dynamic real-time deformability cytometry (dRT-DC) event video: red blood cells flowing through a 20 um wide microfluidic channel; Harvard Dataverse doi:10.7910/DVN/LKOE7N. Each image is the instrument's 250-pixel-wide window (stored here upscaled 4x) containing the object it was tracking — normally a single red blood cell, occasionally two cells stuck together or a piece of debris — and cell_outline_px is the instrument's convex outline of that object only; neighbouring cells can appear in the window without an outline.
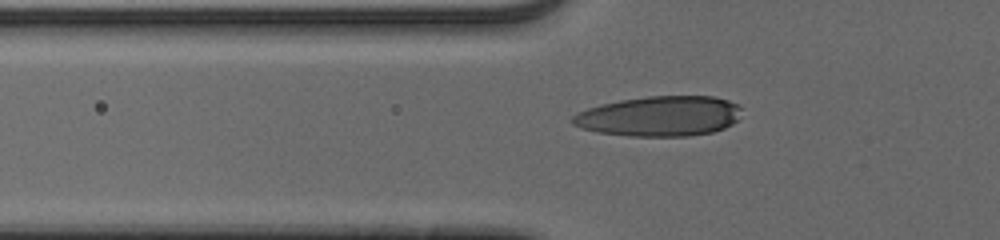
{"species": "human", "species_latin": "Homo sapiens", "temperature_condition": "cold", "stored_images_in_passage": 37, "camera_frame_rate_fps": 3000, "um_per_image_px": 0.085, "donor": {"sex": "male"}, "frame": {"image": 1, "passage_image": 3, "time_ms": 0.667, "image_size_px": [1000, 240], "cell_outline_px": [[744, 108], [736, 120], [732, 124], [724, 128], [712, 132], [688, 136], [628, 136], [596, 132], [580, 128], [572, 124], [572, 116], [588, 108], [600, 104], [620, 100], [648, 96], [716, 96], [740, 104]], "centroid_in_image_um": [56.09, 9.87], "position_along_channel_um": 69.7, "area_um2": 39.88}}
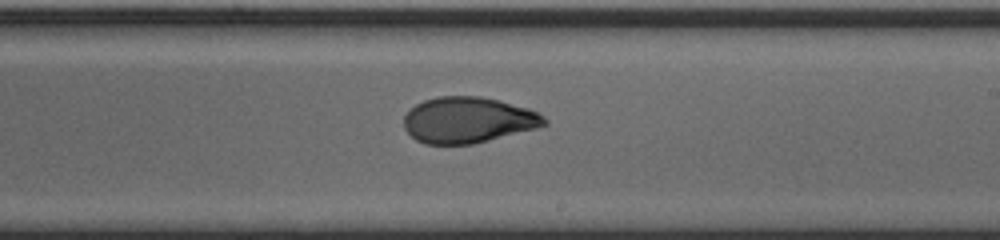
{"frame": {"image": 2, "passage_image": 17, "time_ms": 5.333, "image_size_px": [1000, 240], "cell_outline_px": [[548, 124], [536, 128], [472, 144], [424, 144], [416, 140], [404, 128], [404, 116], [416, 104], [424, 100], [436, 96], [480, 96], [500, 100], [528, 108], [544, 116], [548, 120]], "centroid_in_image_um": [39.78, 10.19], "position_along_channel_um": 249.2, "area_um2": 37.57}}
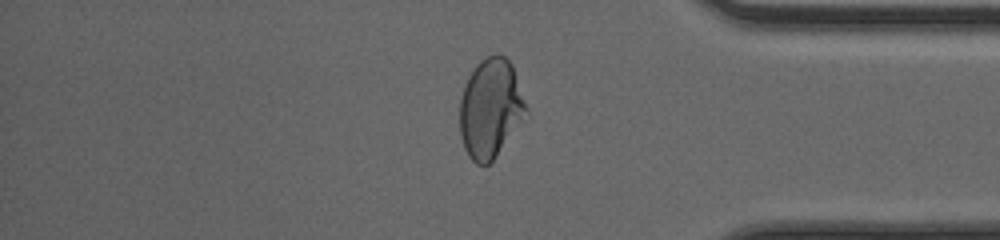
{"frame": {"image": 3, "passage_image": 29, "time_ms": 9.333, "image_size_px": [1000, 240], "cell_outline_px": [[528, 108], [496, 156], [488, 164], [476, 164], [468, 156], [464, 148], [460, 136], [460, 100], [468, 76], [476, 64], [480, 60], [496, 52], [504, 56], [512, 64]], "centroid_in_image_um": [41.66, 9.17], "position_along_channel_um": 393.5, "area_um2": 37.8}, "authors_computed_cell_mechanics": {"area_um2": 38.3214, "velocity_mm_per_s": 3.92, "shape_relaxation_time_tau1_ms": 7.6187, "shape_relaxation_time_tau2_ms": 0.9149, "deformation_change_tau1": 0.265, "deformation_change_tau2": 0.0597}}